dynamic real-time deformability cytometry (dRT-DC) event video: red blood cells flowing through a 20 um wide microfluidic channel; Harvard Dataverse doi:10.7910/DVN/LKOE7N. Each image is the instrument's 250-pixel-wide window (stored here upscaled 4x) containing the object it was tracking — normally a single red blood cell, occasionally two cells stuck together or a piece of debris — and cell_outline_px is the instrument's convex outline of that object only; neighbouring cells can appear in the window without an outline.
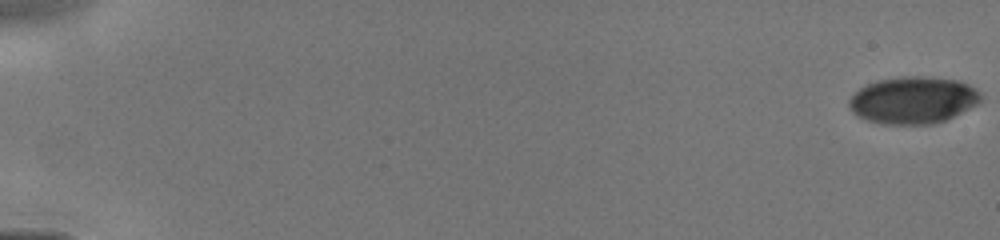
{"species": "human", "species_latin": "Homo sapiens", "temperature_condition": "cold", "stored_images_in_passage": 28, "camera_frame_rate_fps": 3000, "um_per_image_px": 0.085, "donor": {"sex": "male"}, "frame": {"image": 1, "passage_image": 1, "time_ms": 0.0, "image_size_px": [1000, 240], "cell_outline_px": [[980, 100], [976, 104], [944, 120], [932, 124], [884, 124], [868, 120], [856, 116], [848, 108], [848, 100], [864, 84], [876, 80], [900, 76], [928, 76], [960, 80], [968, 84], [980, 92]], "centroid_in_image_um": [77.56, 8.49], "position_along_channel_um": 7.4, "area_um2": 36.18}}
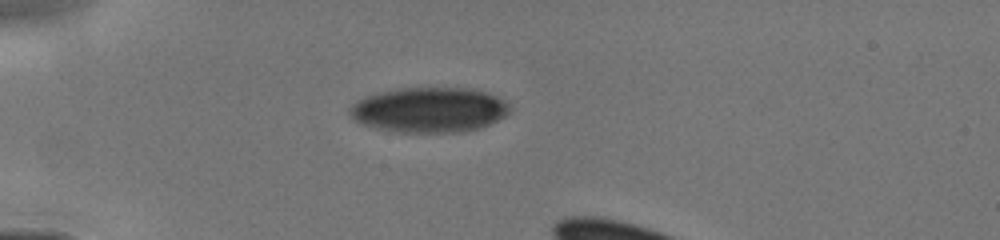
{"frame": {"image": 2, "passage_image": 21, "time_ms": 4.667, "image_size_px": [1000, 240], "cell_outline_px": [[512, 108], [504, 116], [480, 128], [464, 132], [396, 132], [376, 128], [360, 124], [348, 112], [348, 108], [352, 104], [368, 96], [380, 92], [404, 88], [472, 88], [496, 96], [504, 100]], "centroid_in_image_um": [36.49, 9.35], "position_along_channel_um": 48.5, "area_um2": 41.85}}
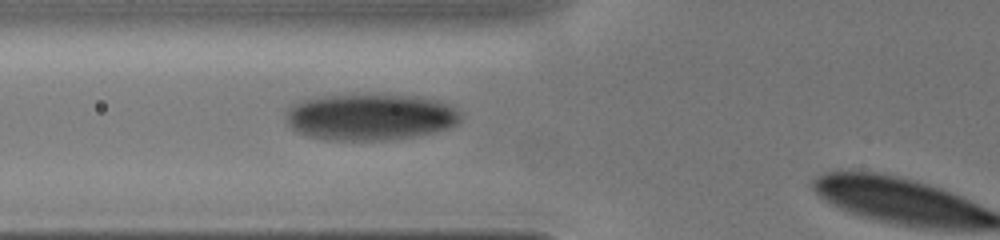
{"frame": {"image": 3, "passage_image": 26, "time_ms": 6.333, "image_size_px": [1000, 240], "cell_outline_px": [[460, 120], [456, 124], [448, 128], [432, 132], [412, 136], [384, 140], [328, 140], [308, 136], [296, 132], [288, 124], [288, 108], [292, 104], [304, 100], [324, 96], [412, 96], [436, 100], [448, 104], [456, 108], [460, 112]], "centroid_in_image_um": [31.47, 9.96], "position_along_channel_um": 94.3, "area_um2": 46.47}}